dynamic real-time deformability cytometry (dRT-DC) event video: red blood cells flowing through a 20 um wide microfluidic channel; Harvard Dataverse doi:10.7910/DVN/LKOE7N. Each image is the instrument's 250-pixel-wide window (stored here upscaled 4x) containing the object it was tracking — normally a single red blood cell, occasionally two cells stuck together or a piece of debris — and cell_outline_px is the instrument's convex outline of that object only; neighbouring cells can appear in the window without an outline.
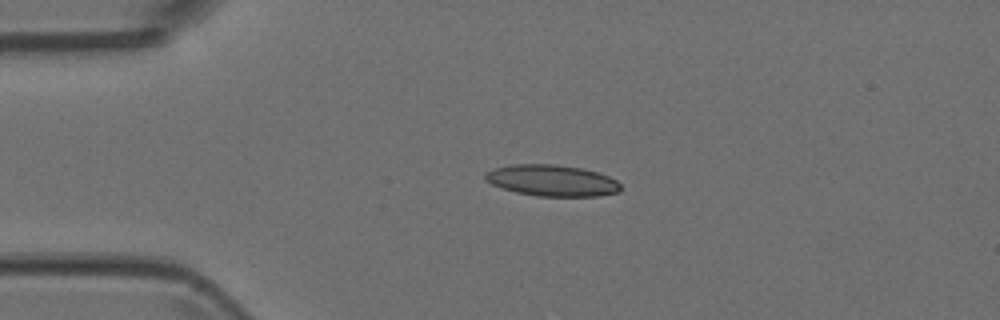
{"species": "Egyptian fruit bat (a non-hibernating species)", "species_latin": "Rousettus aegyptiacus", "temperature_condition": "room temperature", "stored_images_in_passage": 2, "camera_frame_rate_fps": 3000, "um_per_image_px": 0.085, "animal": {"sex": "female"}, "frame": {"image": 1, "passage_image": 1, "time_ms": 0.0, "image_size_px": [1000, 320], "cell_outline_px": [[620, 192], [596, 196], [536, 196], [516, 192], [492, 184], [484, 180], [484, 172], [496, 168], [512, 164], [552, 164], [580, 168], [596, 172], [608, 176], [616, 180], [620, 184]], "centroid_in_image_um": [46.9, 15.34], "position_along_channel_um": 38.1, "area_um2": 24.57}}